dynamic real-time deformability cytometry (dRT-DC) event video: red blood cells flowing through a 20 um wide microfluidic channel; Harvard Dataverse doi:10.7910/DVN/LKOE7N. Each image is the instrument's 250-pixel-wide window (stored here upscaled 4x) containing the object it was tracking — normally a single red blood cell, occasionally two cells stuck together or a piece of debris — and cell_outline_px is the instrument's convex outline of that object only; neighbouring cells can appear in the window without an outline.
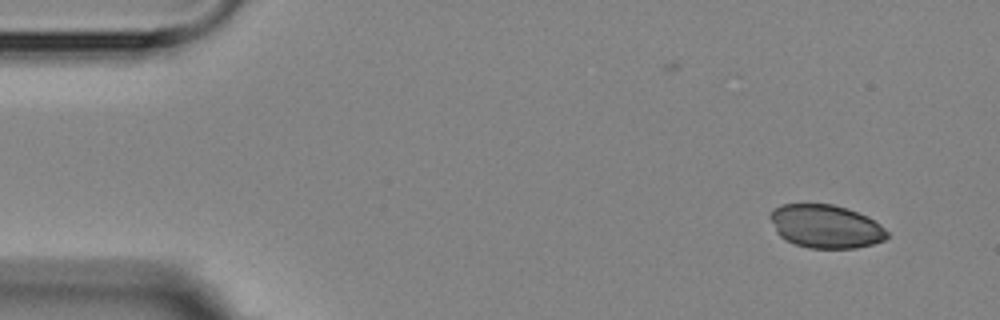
{"species": "Egyptian fruit bat (a non-hibernating species)", "species_latin": "Rousettus aegyptiacus", "temperature_condition": "room temperature", "stored_images_in_passage": 5, "camera_frame_rate_fps": 3000, "um_per_image_px": 0.085, "animal": {"sex": "female"}, "frame": {"image": 1, "passage_image": 2, "time_ms": 2.0, "image_size_px": [1000, 320], "cell_outline_px": [[888, 236], [884, 240], [872, 244], [856, 248], [808, 248], [784, 240], [776, 232], [768, 216], [772, 208], [780, 204], [832, 204], [848, 208], [868, 216], [880, 224], [888, 232]], "centroid_in_image_um": [70.16, 19.23], "position_along_channel_um": 14.8, "area_um2": 29.82}}
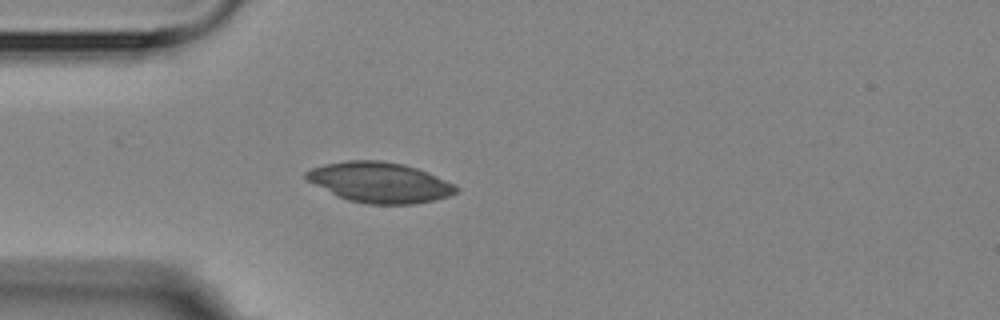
{"frame": {"image": 2, "passage_image": 5, "time_ms": 5.667, "image_size_px": [1000, 320], "cell_outline_px": [[460, 188], [456, 192], [448, 196], [416, 204], [368, 204], [348, 200], [308, 180], [304, 176], [304, 172], [312, 168], [324, 164], [348, 160], [380, 160], [400, 164], [416, 168], [456, 184]], "centroid_in_image_um": [32.3, 15.5], "position_along_channel_um": 52.7, "area_um2": 34.8}}